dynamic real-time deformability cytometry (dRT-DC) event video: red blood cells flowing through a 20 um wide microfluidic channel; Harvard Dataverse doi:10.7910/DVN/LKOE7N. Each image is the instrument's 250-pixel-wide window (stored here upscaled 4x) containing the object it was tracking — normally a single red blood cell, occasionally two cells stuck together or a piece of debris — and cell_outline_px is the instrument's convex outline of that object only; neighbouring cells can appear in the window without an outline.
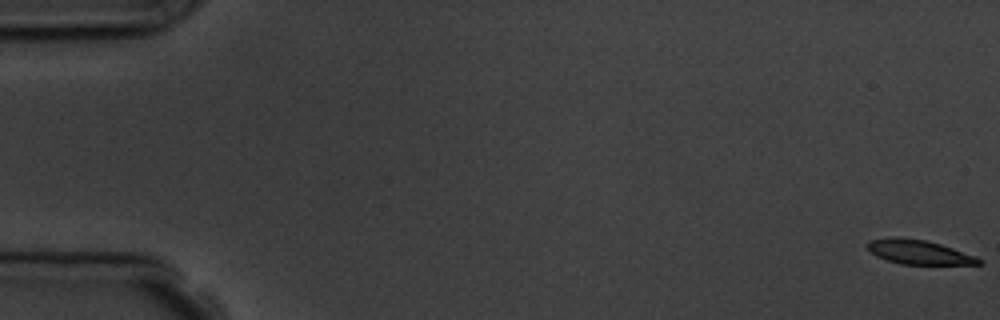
{"species": "common noctule bat (a hibernating species)", "species_latin": "Nyctalus noctula", "temperature_condition": "room temperature", "stored_images_in_passage": 8, "camera_frame_rate_fps": 3000, "um_per_image_px": 0.085, "animal": {"sex": "male", "body_mass_g": 19.5, "forearm_length_mm": 54.6}, "frame": {"image": 1, "passage_image": 1, "time_ms": 0.0, "image_size_px": [1000, 320], "cell_outline_px": [[984, 264], [900, 264], [876, 256], [868, 248], [868, 240], [888, 236], [896, 236], [924, 240], [940, 244], [976, 256], [984, 260]], "centroid_in_image_um": [78.1, 21.42], "position_along_channel_um": 6.9, "area_um2": 15.78}}